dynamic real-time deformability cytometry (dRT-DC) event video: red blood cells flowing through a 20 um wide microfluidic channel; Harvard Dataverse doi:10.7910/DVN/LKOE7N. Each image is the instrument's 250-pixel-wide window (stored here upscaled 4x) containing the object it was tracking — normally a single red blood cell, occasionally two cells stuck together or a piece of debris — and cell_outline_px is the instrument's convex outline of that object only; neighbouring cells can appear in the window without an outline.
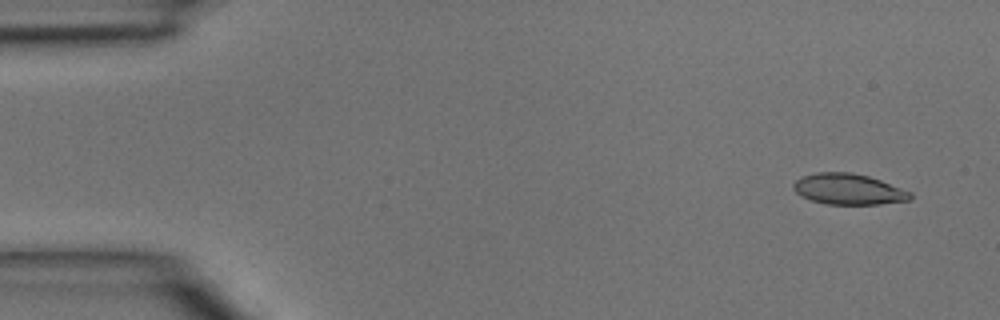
{"species": "common noctule bat (a hibernating species)", "species_latin": "Nyctalus noctula", "temperature_condition": "room temperature", "stored_images_in_passage": 4, "camera_frame_rate_fps": 3000, "um_per_image_px": 0.085, "animal": {"sex": "male", "body_mass_g": 15.6}, "frame": {"image": 1, "passage_image": 1, "time_ms": 0.0, "image_size_px": [1000, 320], "cell_outline_px": [[912, 196], [908, 200], [880, 204], [828, 204], [812, 200], [796, 192], [792, 188], [792, 184], [796, 180], [804, 176], [816, 172], [852, 172], [868, 176], [880, 180], [912, 192]], "centroid_in_image_um": [72.12, 16.07], "position_along_channel_um": 12.9, "area_um2": 20.81}}
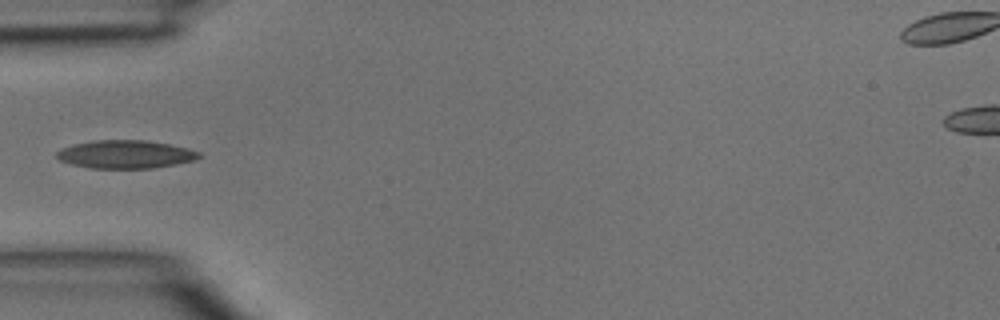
{"frame": {"image": 2, "passage_image": 4, "time_ms": 1.0, "image_size_px": [1000, 320], "cell_outline_px": [[200, 156], [192, 160], [176, 164], [152, 168], [88, 168], [72, 164], [60, 160], [56, 156], [56, 152], [60, 148], [76, 144], [96, 140], [144, 140], [168, 144], [188, 148], [200, 152]], "centroid_in_image_um": [10.64, 13.12], "position_along_channel_um": 74.4, "area_um2": 23.12}}